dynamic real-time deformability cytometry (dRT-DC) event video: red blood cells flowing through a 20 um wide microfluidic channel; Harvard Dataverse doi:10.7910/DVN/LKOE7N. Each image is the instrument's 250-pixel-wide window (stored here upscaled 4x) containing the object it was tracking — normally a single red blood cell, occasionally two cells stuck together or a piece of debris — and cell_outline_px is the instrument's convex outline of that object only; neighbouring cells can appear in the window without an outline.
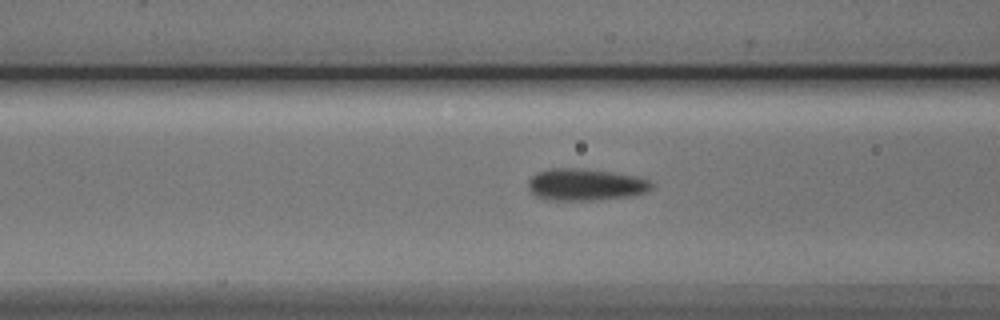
{"species": "Egyptian fruit bat (a non-hibernating species)", "species_latin": "Rousettus aegyptiacus", "temperature_condition": "cold", "stored_images_in_passage": 4, "camera_frame_rate_fps": 3000, "um_per_image_px": 0.085, "animal": {"sex": "male"}, "frame": {"image": 1, "passage_image": 4, "time_ms": 4.333, "image_size_px": [1000, 320], "cell_outline_px": [[652, 188], [644, 192], [632, 196], [596, 200], [552, 200], [536, 196], [528, 188], [528, 180], [536, 172], [548, 168], [580, 168], [612, 172], [640, 176], [648, 180], [652, 184]], "centroid_in_image_um": [49.76, 15.68], "position_along_channel_um": 116.8, "area_um2": 23.06}}